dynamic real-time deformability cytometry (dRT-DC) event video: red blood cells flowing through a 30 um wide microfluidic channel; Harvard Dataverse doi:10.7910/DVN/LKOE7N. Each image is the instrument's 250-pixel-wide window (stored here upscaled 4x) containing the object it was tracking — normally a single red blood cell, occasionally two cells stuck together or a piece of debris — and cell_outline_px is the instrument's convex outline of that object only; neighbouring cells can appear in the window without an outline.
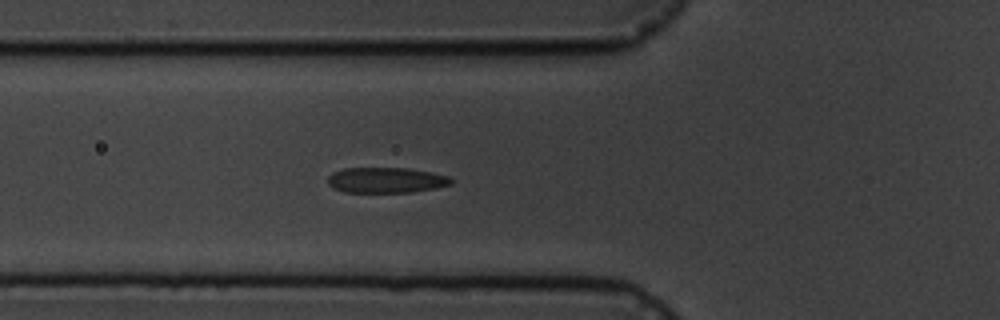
{"species": "common noctule bat (a hibernating species)", "species_latin": "Nyctalus noctula", "temperature_condition": "cold", "stored_images_in_passage": 5, "camera_frame_rate_fps": 3000, "um_per_image_px": 0.085, "animal": {"sex": "male", "body_mass_g": 19.5, "forearm_length_mm": 54.6}, "frame": {"image": 1, "passage_image": 5, "time_ms": 4.667, "image_size_px": [1000, 320], "cell_outline_px": [[452, 184], [436, 188], [412, 192], [344, 192], [332, 188], [328, 184], [328, 176], [332, 172], [344, 168], [408, 168], [432, 172], [448, 176], [452, 180]], "centroid_in_image_um": [32.8, 15.31], "position_along_channel_um": 93.0, "area_um2": 18.44}}